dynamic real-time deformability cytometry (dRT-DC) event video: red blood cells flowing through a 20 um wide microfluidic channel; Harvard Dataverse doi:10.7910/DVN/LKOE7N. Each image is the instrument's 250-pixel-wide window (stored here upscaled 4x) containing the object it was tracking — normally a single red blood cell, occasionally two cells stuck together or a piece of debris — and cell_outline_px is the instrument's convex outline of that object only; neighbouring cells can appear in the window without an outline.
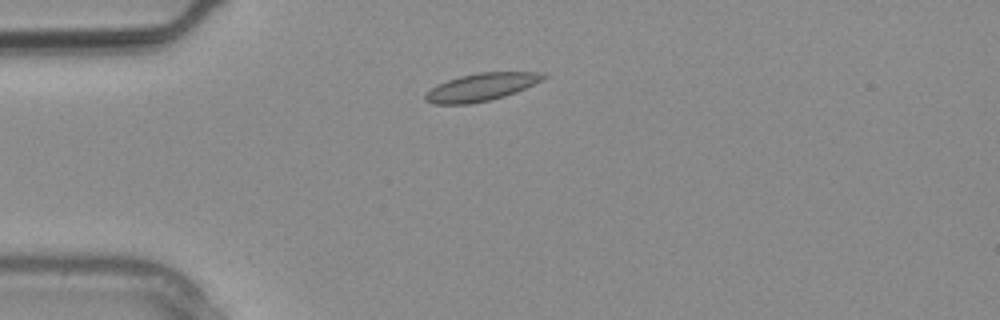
{"species": "common noctule bat (a hibernating species)", "species_latin": "Nyctalus noctula", "temperature_condition": "warm", "stored_images_in_passage": 1, "camera_frame_rate_fps": 3000, "um_per_image_px": 0.085, "animal": {"sex": "male", "body_mass_g": 20.4}, "frame": {"image": 1, "passage_image": 1, "time_ms": 0.0, "image_size_px": [1000, 320], "cell_outline_px": [[548, 76], [516, 92], [504, 96], [488, 100], [468, 104], [432, 104], [424, 100], [424, 96], [436, 84], [460, 76], [480, 72], [544, 72]], "centroid_in_image_um": [40.87, 7.4], "position_along_channel_um": 44.1, "area_um2": 18.79}}